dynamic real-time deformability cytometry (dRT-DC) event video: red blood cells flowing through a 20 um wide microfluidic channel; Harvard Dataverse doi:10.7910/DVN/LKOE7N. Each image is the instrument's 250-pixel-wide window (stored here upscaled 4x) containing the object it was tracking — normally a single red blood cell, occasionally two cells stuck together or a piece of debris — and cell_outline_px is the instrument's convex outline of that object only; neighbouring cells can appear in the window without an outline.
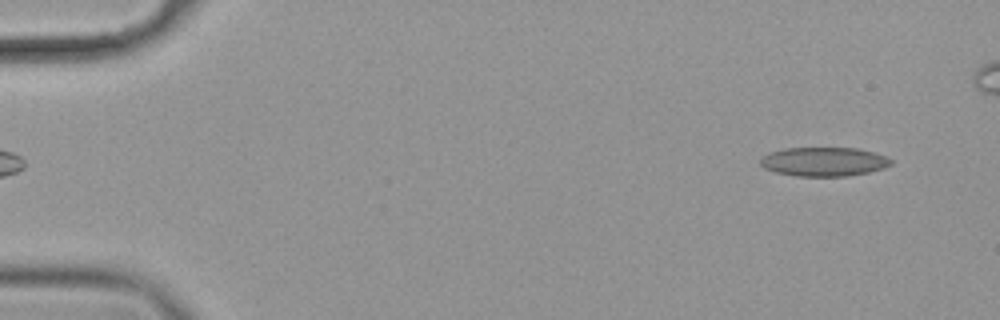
{"species": "common noctule bat (a hibernating species)", "species_latin": "Nyctalus noctula", "temperature_condition": "cold", "stored_images_in_passage": 7, "camera_frame_rate_fps": 3000, "um_per_image_px": 0.085, "animal": {"sex": "female", "body_mass_g": 19.9}, "frame": {"image": 1, "passage_image": 1, "time_ms": 0.0, "image_size_px": [1000, 320], "cell_outline_px": [[892, 164], [884, 168], [868, 172], [848, 176], [796, 176], [776, 172], [764, 168], [760, 164], [760, 160], [768, 152], [788, 148], [860, 148], [884, 156], [892, 160]], "centroid_in_image_um": [70.03, 13.74], "position_along_channel_um": 15.0, "area_um2": 22.02}}
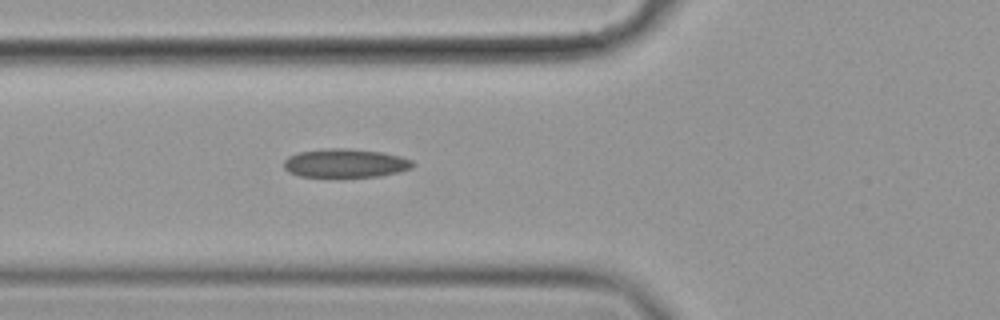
{"frame": {"image": 2, "passage_image": 6, "time_ms": 1.667, "image_size_px": [1000, 320], "cell_outline_px": [[416, 164], [412, 168], [400, 172], [380, 176], [300, 176], [288, 172], [284, 168], [284, 160], [288, 156], [300, 152], [332, 148], [344, 148], [380, 152], [400, 156], [412, 160]], "centroid_in_image_um": [29.38, 13.87], "position_along_channel_um": 96.4, "area_um2": 21.33}}